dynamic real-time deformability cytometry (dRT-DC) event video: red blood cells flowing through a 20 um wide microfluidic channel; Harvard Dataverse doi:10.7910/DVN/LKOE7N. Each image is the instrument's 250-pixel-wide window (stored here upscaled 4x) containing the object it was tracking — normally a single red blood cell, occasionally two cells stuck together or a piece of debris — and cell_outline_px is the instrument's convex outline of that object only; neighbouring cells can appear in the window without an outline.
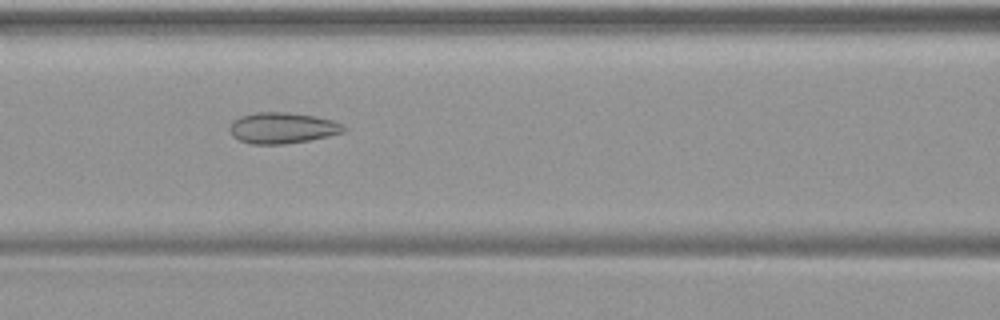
{"species": "common noctule bat (a hibernating species)", "species_latin": "Nyctalus noctula", "temperature_condition": "warm", "stored_images_in_passage": 50, "camera_frame_rate_fps": 3000, "um_per_image_px": 0.085, "animal": {"sex": "female", "body_mass_g": 19.9}, "frame": {"image": 1, "passage_image": 22, "time_ms": 7.0, "image_size_px": [1000, 320], "cell_outline_px": [[348, 128], [344, 132], [328, 136], [308, 140], [284, 144], [252, 144], [240, 140], [232, 136], [232, 120], [240, 116], [256, 112], [288, 112], [316, 116], [332, 120], [344, 124]], "centroid_in_image_um": [24.05, 10.86], "position_along_channel_um": 142.5, "area_um2": 20.58}}
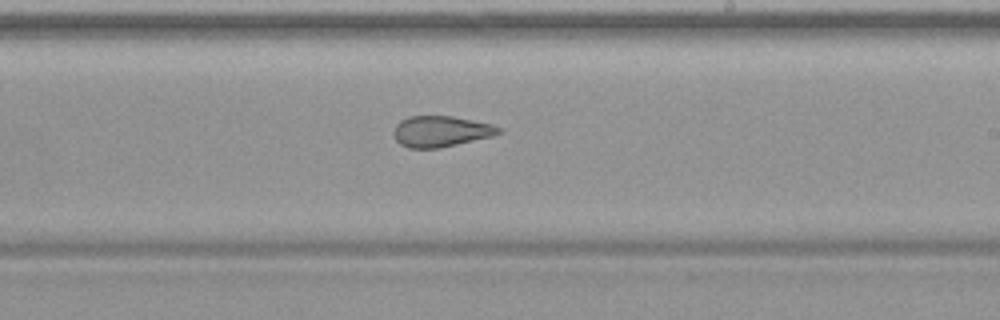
{"frame": {"image": 2, "passage_image": 30, "time_ms": 9.667, "image_size_px": [1000, 320], "cell_outline_px": [[504, 132], [492, 136], [440, 148], [408, 148], [400, 144], [396, 140], [392, 132], [396, 124], [400, 120], [408, 116], [452, 116], [492, 124], [500, 128]], "centroid_in_image_um": [37.45, 11.16], "position_along_channel_um": 251.5, "area_um2": 19.02}}
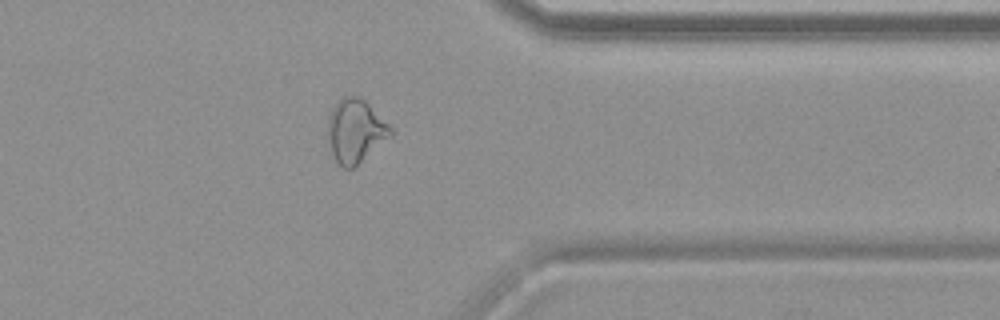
{"frame": {"image": 3, "passage_image": 40, "time_ms": 13.0, "image_size_px": [1000, 320], "cell_outline_px": [[392, 136], [352, 168], [344, 168], [336, 160], [332, 152], [328, 140], [328, 120], [332, 108], [344, 96], [360, 96], [392, 128]], "centroid_in_image_um": [30.21, 11.12], "position_along_channel_um": 381.2, "area_um2": 22.72}}